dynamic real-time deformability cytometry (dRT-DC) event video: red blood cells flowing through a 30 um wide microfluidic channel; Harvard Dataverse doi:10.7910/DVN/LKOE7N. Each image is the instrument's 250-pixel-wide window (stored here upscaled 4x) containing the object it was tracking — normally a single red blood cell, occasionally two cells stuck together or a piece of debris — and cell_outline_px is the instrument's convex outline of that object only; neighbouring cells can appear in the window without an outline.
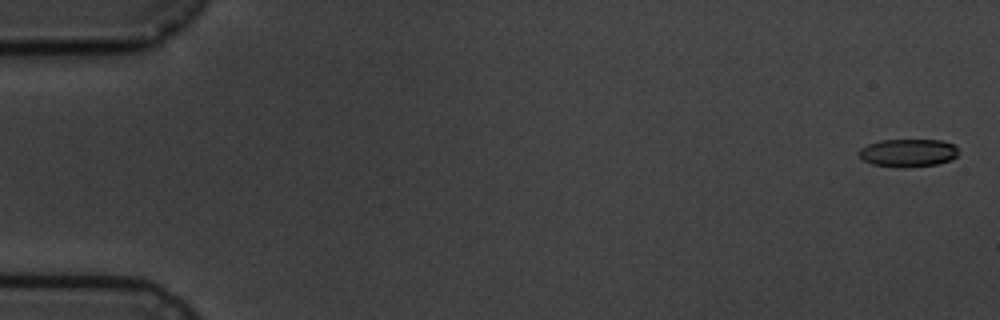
{"species": "common noctule bat (a hibernating species)", "species_latin": "Nyctalus noctula", "temperature_condition": "cold", "stored_images_in_passage": 9, "camera_frame_rate_fps": 3000, "um_per_image_px": 0.085, "animal": {"sex": "male", "body_mass_g": 19.5, "forearm_length_mm": 54.6}, "frame": {"image": 1, "passage_image": 1, "time_ms": 0.0, "image_size_px": [1000, 320], "cell_outline_px": [[960, 152], [952, 160], [936, 164], [904, 168], [872, 164], [864, 160], [856, 152], [860, 148], [868, 144], [880, 140], [940, 140], [956, 144]], "centroid_in_image_um": [77.22, 12.99], "position_along_channel_um": 7.8, "area_um2": 16.42}}
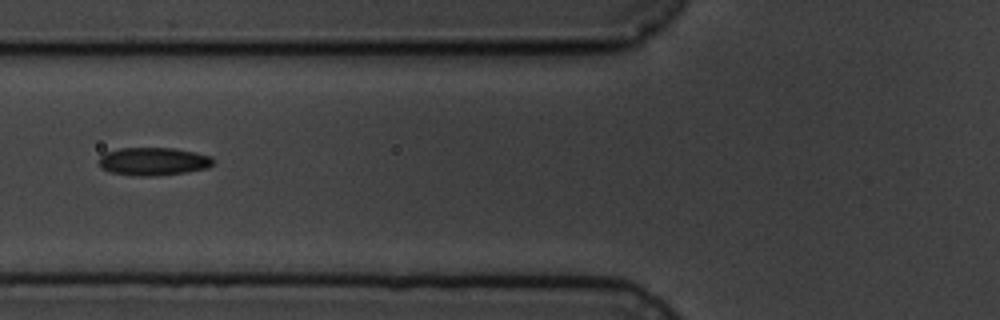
{"frame": {"image": 2, "passage_image": 7, "time_ms": 7.0, "image_size_px": [1000, 320], "cell_outline_px": [[212, 164], [208, 168], [184, 172], [156, 176], [132, 176], [108, 172], [100, 168], [100, 156], [104, 152], [120, 148], [176, 148], [196, 152], [212, 156]], "centroid_in_image_um": [13.0, 13.72], "position_along_channel_um": 112.8, "area_um2": 18.84}}
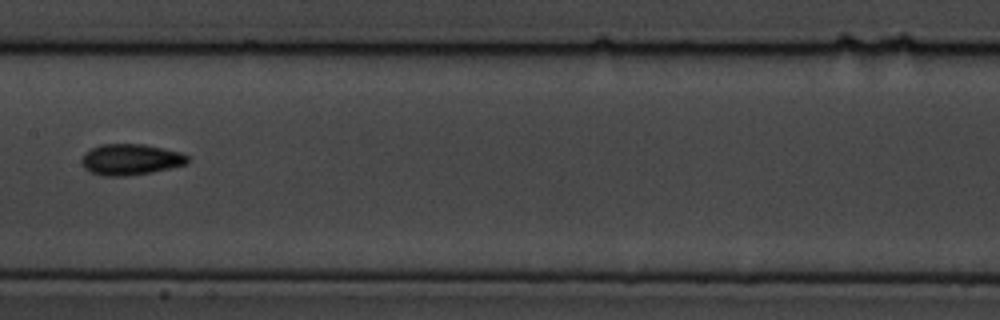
{"frame": {"image": 3, "passage_image": 9, "time_ms": 9.333, "image_size_px": [1000, 320], "cell_outline_px": [[188, 160], [184, 164], [152, 172], [128, 176], [100, 176], [88, 172], [84, 168], [80, 160], [92, 148], [100, 144], [144, 144], [180, 152], [188, 156]], "centroid_in_image_um": [11.05, 13.57], "position_along_channel_um": 196.3, "area_um2": 19.07}}